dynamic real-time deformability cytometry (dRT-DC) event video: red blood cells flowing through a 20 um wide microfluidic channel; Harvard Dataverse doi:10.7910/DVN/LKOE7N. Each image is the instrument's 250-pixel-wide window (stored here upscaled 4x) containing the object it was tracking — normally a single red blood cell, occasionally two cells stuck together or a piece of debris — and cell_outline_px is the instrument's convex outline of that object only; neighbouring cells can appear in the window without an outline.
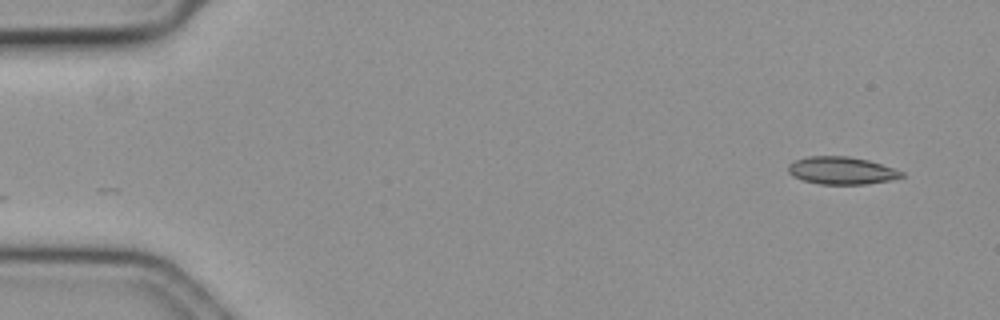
{"species": "common noctule bat (a hibernating species)", "species_latin": "Nyctalus noctula", "temperature_condition": "cold", "stored_images_in_passage": 50, "camera_frame_rate_fps": 3000, "um_per_image_px": 0.085, "animal": {"sex": "female", "body_mass_g": 19.3, "forearm_length_mm": 54.1}, "frame": {"image": 1, "passage_image": 1, "time_ms": 0.0, "image_size_px": [1000, 320], "cell_outline_px": [[904, 176], [888, 180], [868, 184], [820, 184], [804, 180], [792, 176], [788, 172], [788, 164], [796, 160], [808, 156], [848, 156], [868, 160], [904, 172]], "centroid_in_image_um": [71.5, 14.49], "position_along_channel_um": 13.5, "area_um2": 18.03}}
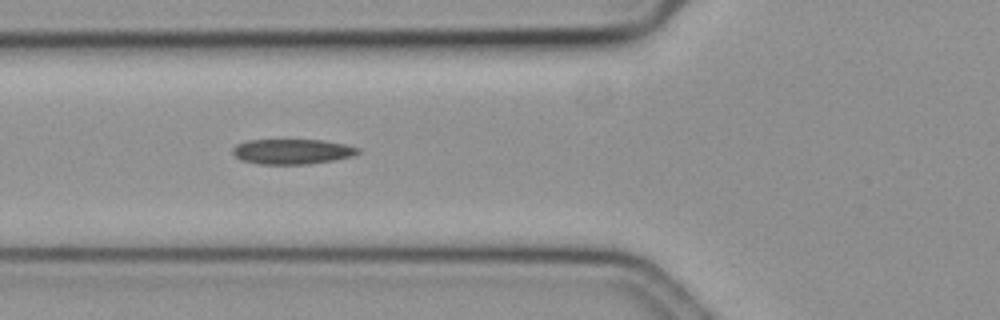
{"frame": {"image": 2, "passage_image": 19, "time_ms": 6.0, "image_size_px": [1000, 320], "cell_outline_px": [[360, 152], [352, 156], [336, 160], [308, 164], [260, 164], [240, 160], [232, 152], [232, 148], [236, 144], [248, 140], [324, 140], [344, 144], [360, 148]], "centroid_in_image_um": [24.84, 12.88], "position_along_channel_um": 101.0, "area_um2": 18.44}}
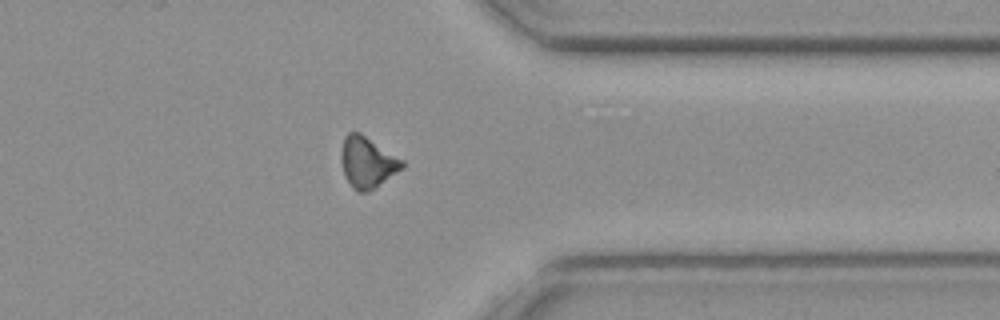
{"frame": {"image": 3, "passage_image": 43, "time_ms": 14.0, "image_size_px": [1000, 320], "cell_outline_px": [[404, 168], [368, 192], [360, 192], [352, 188], [344, 176], [340, 160], [340, 152], [344, 136], [348, 132], [360, 132], [404, 160]], "centroid_in_image_um": [31.2, 13.79], "position_along_channel_um": 380.2, "area_um2": 18.38}}